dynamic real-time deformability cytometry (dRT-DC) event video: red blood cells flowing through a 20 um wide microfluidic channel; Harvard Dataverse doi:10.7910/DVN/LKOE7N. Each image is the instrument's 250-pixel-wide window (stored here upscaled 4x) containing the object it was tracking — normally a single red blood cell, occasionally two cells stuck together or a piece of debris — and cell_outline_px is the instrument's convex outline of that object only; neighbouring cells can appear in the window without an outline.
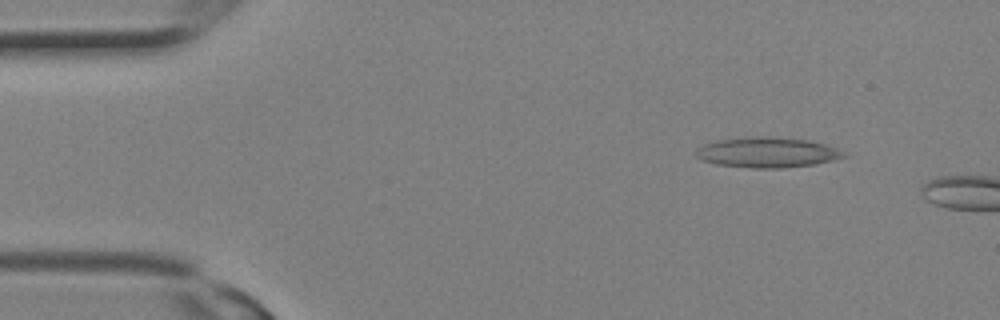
{"species": "Egyptian fruit bat (a non-hibernating species)", "species_latin": "Rousettus aegyptiacus", "temperature_condition": "room temperature", "stored_images_in_passage": 4, "camera_frame_rate_fps": 3000, "um_per_image_px": 0.085, "animal": {"sex": "female"}, "frame": {"image": 1, "passage_image": 2, "time_ms": 0.333, "image_size_px": [1000, 320], "cell_outline_px": [[848, 156], [816, 164], [780, 168], [752, 168], [716, 164], [700, 160], [696, 156], [696, 148], [704, 144], [716, 140], [748, 136], [768, 136], [808, 140], [824, 144], [836, 148], [844, 152]], "centroid_in_image_um": [65.18, 12.95], "position_along_channel_um": 19.8, "area_um2": 26.24}}